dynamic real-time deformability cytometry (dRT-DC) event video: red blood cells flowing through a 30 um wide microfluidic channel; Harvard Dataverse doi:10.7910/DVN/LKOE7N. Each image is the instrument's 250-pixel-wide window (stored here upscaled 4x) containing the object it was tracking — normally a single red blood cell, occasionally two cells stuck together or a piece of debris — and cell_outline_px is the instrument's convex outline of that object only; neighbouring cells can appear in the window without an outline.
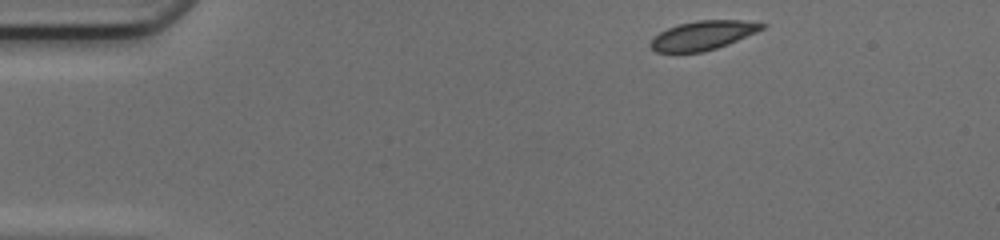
{"species": "common noctule bat (a hibernating species)", "species_latin": "Nyctalus noctula", "temperature_condition": "cold", "stored_images_in_passage": 43, "camera_frame_rate_fps": 3000, "um_per_image_px": 0.085, "animal": {"sex": "female", "body_mass_g": 17.0, "forearm_length_mm": 48.0}, "frame": {"image": 1, "passage_image": 1, "time_ms": 0.0, "image_size_px": [1000, 240], "cell_outline_px": [[768, 24], [764, 28], [756, 32], [728, 44], [704, 52], [656, 52], [648, 44], [660, 32], [668, 28], [680, 24], [696, 20], [744, 20]], "centroid_in_image_um": [59.77, 3.0], "position_along_channel_um": 25.2, "area_um2": 18.73}}
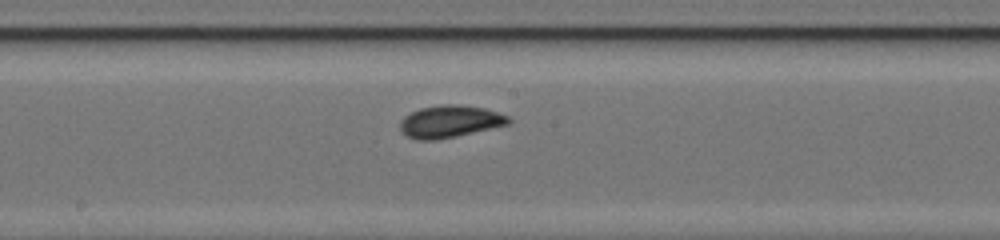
{"frame": {"image": 2, "passage_image": 20, "time_ms": 6.333, "image_size_px": [1000, 240], "cell_outline_px": [[512, 120], [508, 124], [492, 128], [456, 136], [436, 140], [416, 140], [400, 132], [400, 120], [404, 116], [420, 108], [444, 104], [460, 104], [484, 108], [508, 116]], "centroid_in_image_um": [38.21, 10.33], "position_along_channel_um": 210.0, "area_um2": 20.35}}
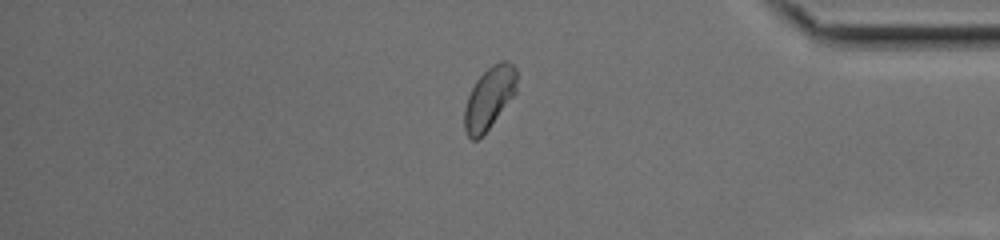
{"frame": {"image": 3, "passage_image": 35, "time_ms": 11.333, "image_size_px": [1000, 240], "cell_outline_px": [[516, 92], [488, 128], [476, 140], [472, 140], [468, 136], [464, 128], [464, 108], [468, 96], [476, 80], [492, 64], [500, 60], [508, 60], [516, 68]], "centroid_in_image_um": [41.58, 8.29], "position_along_channel_um": 393.6, "area_um2": 18.61}, "authors_computed_cell_mechanics": {"area_um2": 19.363, "velocity_mm_per_s": 4.1864, "shape_relaxation_time_tau1_ms": 3.6354, "shape_relaxation_time_tau2_ms": null, "deformation_change_tau1": 0.0897, "deformation_change_tau2": null}}